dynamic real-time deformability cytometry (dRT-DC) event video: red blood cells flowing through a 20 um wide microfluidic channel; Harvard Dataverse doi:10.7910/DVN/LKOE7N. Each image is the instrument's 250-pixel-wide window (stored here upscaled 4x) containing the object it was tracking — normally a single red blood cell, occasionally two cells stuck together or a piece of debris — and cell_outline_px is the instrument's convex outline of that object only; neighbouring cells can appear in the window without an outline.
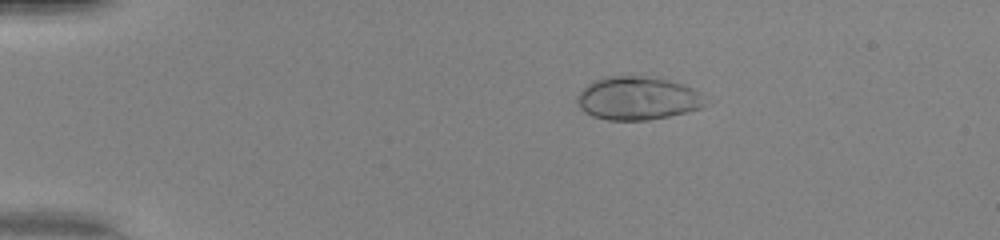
{"species": "human", "species_latin": "Homo sapiens", "temperature_condition": "warm", "stored_images_in_passage": 50, "camera_frame_rate_fps": 3000, "um_per_image_px": 0.085, "donor": {"sex": "female"}, "frame": {"image": 1, "passage_image": 10, "time_ms": 3.0, "image_size_px": [1000, 240], "cell_outline_px": [[704, 108], [668, 116], [648, 120], [608, 120], [592, 116], [584, 112], [576, 104], [576, 100], [580, 92], [588, 84], [604, 76], [644, 76], [668, 80], [692, 88], [696, 92], [704, 104]], "centroid_in_image_um": [54.12, 8.36], "position_along_channel_um": 30.9, "area_um2": 31.91}}
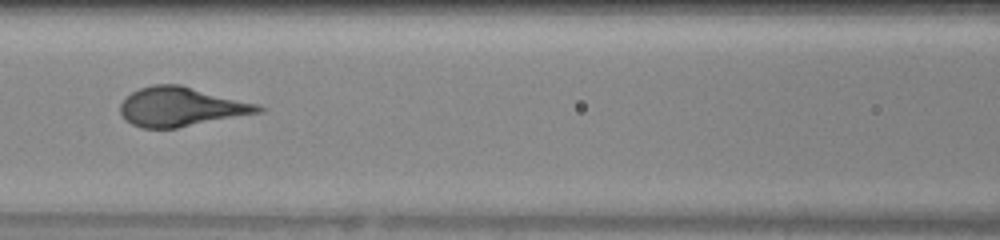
{"frame": {"image": 2, "passage_image": 24, "time_ms": 7.667, "image_size_px": [1000, 240], "cell_outline_px": [[268, 108], [264, 112], [176, 128], [140, 128], [124, 120], [120, 112], [120, 104], [132, 92], [140, 88], [152, 84], [180, 84], [256, 104]], "centroid_in_image_um": [15.39, 9.08], "position_along_channel_um": 151.2, "area_um2": 31.5}}
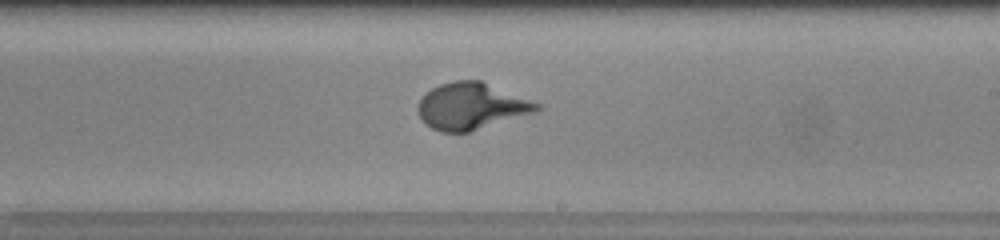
{"frame": {"image": 3, "passage_image": 31, "time_ms": 10.0, "image_size_px": [1000, 240], "cell_outline_px": [[544, 108], [536, 112], [468, 132], [440, 132], [432, 128], [416, 112], [416, 104], [432, 88], [440, 84], [456, 80], [480, 80], [540, 104]], "centroid_in_image_um": [40.06, 9.03], "position_along_channel_um": 248.9, "area_um2": 32.02}}